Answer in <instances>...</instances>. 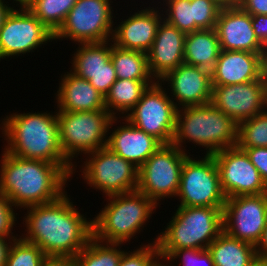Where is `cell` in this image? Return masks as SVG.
Instances as JSON below:
<instances>
[{"label":"cell","instance_id":"cell-1","mask_svg":"<svg viewBox=\"0 0 267 266\" xmlns=\"http://www.w3.org/2000/svg\"><path fill=\"white\" fill-rule=\"evenodd\" d=\"M27 210V233L20 238L37 245L47 257L74 259L93 238V220L80 214L66 193Z\"/></svg>","mask_w":267,"mask_h":266},{"label":"cell","instance_id":"cell-2","mask_svg":"<svg viewBox=\"0 0 267 266\" xmlns=\"http://www.w3.org/2000/svg\"><path fill=\"white\" fill-rule=\"evenodd\" d=\"M1 161L0 192L13 207L48 204L65 194L70 176L58 164L17 157L5 150Z\"/></svg>","mask_w":267,"mask_h":266},{"label":"cell","instance_id":"cell-3","mask_svg":"<svg viewBox=\"0 0 267 266\" xmlns=\"http://www.w3.org/2000/svg\"><path fill=\"white\" fill-rule=\"evenodd\" d=\"M3 120L1 130L8 143L5 151L25 159L58 164L71 177L74 165L63 155L56 113H14Z\"/></svg>","mask_w":267,"mask_h":266},{"label":"cell","instance_id":"cell-4","mask_svg":"<svg viewBox=\"0 0 267 266\" xmlns=\"http://www.w3.org/2000/svg\"><path fill=\"white\" fill-rule=\"evenodd\" d=\"M168 224L155 240L162 261L178 249H207L223 232V207L179 206Z\"/></svg>","mask_w":267,"mask_h":266},{"label":"cell","instance_id":"cell-5","mask_svg":"<svg viewBox=\"0 0 267 266\" xmlns=\"http://www.w3.org/2000/svg\"><path fill=\"white\" fill-rule=\"evenodd\" d=\"M236 124L212 103L178 108L172 144L183 149L184 141L206 147L212 155L223 149L237 146Z\"/></svg>","mask_w":267,"mask_h":266},{"label":"cell","instance_id":"cell-6","mask_svg":"<svg viewBox=\"0 0 267 266\" xmlns=\"http://www.w3.org/2000/svg\"><path fill=\"white\" fill-rule=\"evenodd\" d=\"M107 199L110 203L93 220V237L103 243L122 244L133 238L158 205L138 190Z\"/></svg>","mask_w":267,"mask_h":266},{"label":"cell","instance_id":"cell-7","mask_svg":"<svg viewBox=\"0 0 267 266\" xmlns=\"http://www.w3.org/2000/svg\"><path fill=\"white\" fill-rule=\"evenodd\" d=\"M60 146L70 162L79 153L88 154L106 147L107 132L117 121L107 109L97 111H57Z\"/></svg>","mask_w":267,"mask_h":266},{"label":"cell","instance_id":"cell-8","mask_svg":"<svg viewBox=\"0 0 267 266\" xmlns=\"http://www.w3.org/2000/svg\"><path fill=\"white\" fill-rule=\"evenodd\" d=\"M173 144H162L138 169L137 190L159 205L160 199L176 197L187 153Z\"/></svg>","mask_w":267,"mask_h":266},{"label":"cell","instance_id":"cell-9","mask_svg":"<svg viewBox=\"0 0 267 266\" xmlns=\"http://www.w3.org/2000/svg\"><path fill=\"white\" fill-rule=\"evenodd\" d=\"M179 206L223 207L226 197L220 185L219 170L213 155L201 160L188 155L183 163L180 186L176 195Z\"/></svg>","mask_w":267,"mask_h":266},{"label":"cell","instance_id":"cell-10","mask_svg":"<svg viewBox=\"0 0 267 266\" xmlns=\"http://www.w3.org/2000/svg\"><path fill=\"white\" fill-rule=\"evenodd\" d=\"M109 0H77L54 40L69 38L80 44L101 43L113 36V15Z\"/></svg>","mask_w":267,"mask_h":266},{"label":"cell","instance_id":"cell-11","mask_svg":"<svg viewBox=\"0 0 267 266\" xmlns=\"http://www.w3.org/2000/svg\"><path fill=\"white\" fill-rule=\"evenodd\" d=\"M169 96L162 88V82L156 81L143 93L132 112L125 114L124 120L154 136L162 144H172L179 107Z\"/></svg>","mask_w":267,"mask_h":266},{"label":"cell","instance_id":"cell-12","mask_svg":"<svg viewBox=\"0 0 267 266\" xmlns=\"http://www.w3.org/2000/svg\"><path fill=\"white\" fill-rule=\"evenodd\" d=\"M84 162V180L107 197L137 190L138 168L108 147L88 153ZM91 157V158H90Z\"/></svg>","mask_w":267,"mask_h":266},{"label":"cell","instance_id":"cell-13","mask_svg":"<svg viewBox=\"0 0 267 266\" xmlns=\"http://www.w3.org/2000/svg\"><path fill=\"white\" fill-rule=\"evenodd\" d=\"M54 40L50 31L25 5L12 9L0 29V60L31 52Z\"/></svg>","mask_w":267,"mask_h":266},{"label":"cell","instance_id":"cell-14","mask_svg":"<svg viewBox=\"0 0 267 266\" xmlns=\"http://www.w3.org/2000/svg\"><path fill=\"white\" fill-rule=\"evenodd\" d=\"M267 220V193L226 198L223 231L254 246L259 242Z\"/></svg>","mask_w":267,"mask_h":266},{"label":"cell","instance_id":"cell-15","mask_svg":"<svg viewBox=\"0 0 267 266\" xmlns=\"http://www.w3.org/2000/svg\"><path fill=\"white\" fill-rule=\"evenodd\" d=\"M212 155L219 170L220 185L226 198L267 193V187L260 173L251 163L245 150L234 146Z\"/></svg>","mask_w":267,"mask_h":266},{"label":"cell","instance_id":"cell-16","mask_svg":"<svg viewBox=\"0 0 267 266\" xmlns=\"http://www.w3.org/2000/svg\"><path fill=\"white\" fill-rule=\"evenodd\" d=\"M211 103L239 124L267 109V82L258 79L234 85L212 86Z\"/></svg>","mask_w":267,"mask_h":266},{"label":"cell","instance_id":"cell-17","mask_svg":"<svg viewBox=\"0 0 267 266\" xmlns=\"http://www.w3.org/2000/svg\"><path fill=\"white\" fill-rule=\"evenodd\" d=\"M215 30L221 50L261 54L263 45L255 36L251 14L244 11L237 3L230 2L223 6Z\"/></svg>","mask_w":267,"mask_h":266},{"label":"cell","instance_id":"cell-18","mask_svg":"<svg viewBox=\"0 0 267 266\" xmlns=\"http://www.w3.org/2000/svg\"><path fill=\"white\" fill-rule=\"evenodd\" d=\"M159 81H168L173 97L182 107L211 103V71L208 69L183 63Z\"/></svg>","mask_w":267,"mask_h":266},{"label":"cell","instance_id":"cell-19","mask_svg":"<svg viewBox=\"0 0 267 266\" xmlns=\"http://www.w3.org/2000/svg\"><path fill=\"white\" fill-rule=\"evenodd\" d=\"M185 37L184 32L166 20L160 22L152 47L147 53L148 67L155 81L184 63Z\"/></svg>","mask_w":267,"mask_h":266},{"label":"cell","instance_id":"cell-20","mask_svg":"<svg viewBox=\"0 0 267 266\" xmlns=\"http://www.w3.org/2000/svg\"><path fill=\"white\" fill-rule=\"evenodd\" d=\"M155 8L142 9L122 21L113 31L111 42L119 48L148 53L156 37L161 21V12ZM159 12V13H158Z\"/></svg>","mask_w":267,"mask_h":266},{"label":"cell","instance_id":"cell-21","mask_svg":"<svg viewBox=\"0 0 267 266\" xmlns=\"http://www.w3.org/2000/svg\"><path fill=\"white\" fill-rule=\"evenodd\" d=\"M263 79L261 54L221 50L211 70L212 86L234 85Z\"/></svg>","mask_w":267,"mask_h":266},{"label":"cell","instance_id":"cell-22","mask_svg":"<svg viewBox=\"0 0 267 266\" xmlns=\"http://www.w3.org/2000/svg\"><path fill=\"white\" fill-rule=\"evenodd\" d=\"M117 127L107 137V145L112 152L131 162L138 169L162 145L154 136L132 125Z\"/></svg>","mask_w":267,"mask_h":266},{"label":"cell","instance_id":"cell-23","mask_svg":"<svg viewBox=\"0 0 267 266\" xmlns=\"http://www.w3.org/2000/svg\"><path fill=\"white\" fill-rule=\"evenodd\" d=\"M57 91L58 111L81 112L106 109L104 96L88 80L67 72Z\"/></svg>","mask_w":267,"mask_h":266},{"label":"cell","instance_id":"cell-24","mask_svg":"<svg viewBox=\"0 0 267 266\" xmlns=\"http://www.w3.org/2000/svg\"><path fill=\"white\" fill-rule=\"evenodd\" d=\"M221 47L217 32L201 29L186 34L184 41V63L212 70L219 58Z\"/></svg>","mask_w":267,"mask_h":266},{"label":"cell","instance_id":"cell-25","mask_svg":"<svg viewBox=\"0 0 267 266\" xmlns=\"http://www.w3.org/2000/svg\"><path fill=\"white\" fill-rule=\"evenodd\" d=\"M207 249L214 266H248L257 255L254 245L233 238L224 231Z\"/></svg>","mask_w":267,"mask_h":266},{"label":"cell","instance_id":"cell-26","mask_svg":"<svg viewBox=\"0 0 267 266\" xmlns=\"http://www.w3.org/2000/svg\"><path fill=\"white\" fill-rule=\"evenodd\" d=\"M155 82L153 80L117 79L104 97L105 108L114 118L118 111L128 114V111L131 112L148 87Z\"/></svg>","mask_w":267,"mask_h":266},{"label":"cell","instance_id":"cell-27","mask_svg":"<svg viewBox=\"0 0 267 266\" xmlns=\"http://www.w3.org/2000/svg\"><path fill=\"white\" fill-rule=\"evenodd\" d=\"M108 42L80 44L73 56L71 72L89 81L92 75L103 70L111 60L112 43L109 47Z\"/></svg>","mask_w":267,"mask_h":266},{"label":"cell","instance_id":"cell-28","mask_svg":"<svg viewBox=\"0 0 267 266\" xmlns=\"http://www.w3.org/2000/svg\"><path fill=\"white\" fill-rule=\"evenodd\" d=\"M111 61L117 79L155 80L148 67V56L144 52L122 49L113 43Z\"/></svg>","mask_w":267,"mask_h":266},{"label":"cell","instance_id":"cell-29","mask_svg":"<svg viewBox=\"0 0 267 266\" xmlns=\"http://www.w3.org/2000/svg\"><path fill=\"white\" fill-rule=\"evenodd\" d=\"M106 244L93 237L74 258L75 266H118L124 253L117 249L121 244Z\"/></svg>","mask_w":267,"mask_h":266},{"label":"cell","instance_id":"cell-30","mask_svg":"<svg viewBox=\"0 0 267 266\" xmlns=\"http://www.w3.org/2000/svg\"><path fill=\"white\" fill-rule=\"evenodd\" d=\"M76 2L77 0H26L25 6L55 33Z\"/></svg>","mask_w":267,"mask_h":266},{"label":"cell","instance_id":"cell-31","mask_svg":"<svg viewBox=\"0 0 267 266\" xmlns=\"http://www.w3.org/2000/svg\"><path fill=\"white\" fill-rule=\"evenodd\" d=\"M239 148L267 147V111L238 124Z\"/></svg>","mask_w":267,"mask_h":266},{"label":"cell","instance_id":"cell-32","mask_svg":"<svg viewBox=\"0 0 267 266\" xmlns=\"http://www.w3.org/2000/svg\"><path fill=\"white\" fill-rule=\"evenodd\" d=\"M47 256L35 244L21 238L11 242L5 266H42Z\"/></svg>","mask_w":267,"mask_h":266},{"label":"cell","instance_id":"cell-33","mask_svg":"<svg viewBox=\"0 0 267 266\" xmlns=\"http://www.w3.org/2000/svg\"><path fill=\"white\" fill-rule=\"evenodd\" d=\"M168 8L167 17H163L169 24L177 27L185 34L201 30L193 19V4L190 0H164Z\"/></svg>","mask_w":267,"mask_h":266},{"label":"cell","instance_id":"cell-34","mask_svg":"<svg viewBox=\"0 0 267 266\" xmlns=\"http://www.w3.org/2000/svg\"><path fill=\"white\" fill-rule=\"evenodd\" d=\"M193 4V19L200 29H213L216 26L223 4L218 0H190Z\"/></svg>","mask_w":267,"mask_h":266},{"label":"cell","instance_id":"cell-35","mask_svg":"<svg viewBox=\"0 0 267 266\" xmlns=\"http://www.w3.org/2000/svg\"><path fill=\"white\" fill-rule=\"evenodd\" d=\"M158 260H160L158 246L156 241H153L133 252H124L118 266H154Z\"/></svg>","mask_w":267,"mask_h":266},{"label":"cell","instance_id":"cell-36","mask_svg":"<svg viewBox=\"0 0 267 266\" xmlns=\"http://www.w3.org/2000/svg\"><path fill=\"white\" fill-rule=\"evenodd\" d=\"M179 257H182L180 263L183 264V266H198L199 263H205L206 266H214L211 253L208 249H178L175 250L166 260L171 262L170 260H176Z\"/></svg>","mask_w":267,"mask_h":266},{"label":"cell","instance_id":"cell-37","mask_svg":"<svg viewBox=\"0 0 267 266\" xmlns=\"http://www.w3.org/2000/svg\"><path fill=\"white\" fill-rule=\"evenodd\" d=\"M12 206L13 204L10 202L9 198L0 192V237L7 238L8 241L11 239L13 242L17 238L11 236L13 234L11 230L17 219Z\"/></svg>","mask_w":267,"mask_h":266},{"label":"cell","instance_id":"cell-38","mask_svg":"<svg viewBox=\"0 0 267 266\" xmlns=\"http://www.w3.org/2000/svg\"><path fill=\"white\" fill-rule=\"evenodd\" d=\"M117 80L114 65L110 60L105 64V68L99 73L92 75L90 84L98 90L104 97L109 92L110 87Z\"/></svg>","mask_w":267,"mask_h":266},{"label":"cell","instance_id":"cell-39","mask_svg":"<svg viewBox=\"0 0 267 266\" xmlns=\"http://www.w3.org/2000/svg\"><path fill=\"white\" fill-rule=\"evenodd\" d=\"M245 150L267 187V147L240 148Z\"/></svg>","mask_w":267,"mask_h":266},{"label":"cell","instance_id":"cell-40","mask_svg":"<svg viewBox=\"0 0 267 266\" xmlns=\"http://www.w3.org/2000/svg\"><path fill=\"white\" fill-rule=\"evenodd\" d=\"M234 2L251 15H267V0H235Z\"/></svg>","mask_w":267,"mask_h":266},{"label":"cell","instance_id":"cell-41","mask_svg":"<svg viewBox=\"0 0 267 266\" xmlns=\"http://www.w3.org/2000/svg\"><path fill=\"white\" fill-rule=\"evenodd\" d=\"M251 23L260 43L267 44V15H251Z\"/></svg>","mask_w":267,"mask_h":266},{"label":"cell","instance_id":"cell-42","mask_svg":"<svg viewBox=\"0 0 267 266\" xmlns=\"http://www.w3.org/2000/svg\"><path fill=\"white\" fill-rule=\"evenodd\" d=\"M42 266H75L72 258L47 257Z\"/></svg>","mask_w":267,"mask_h":266},{"label":"cell","instance_id":"cell-43","mask_svg":"<svg viewBox=\"0 0 267 266\" xmlns=\"http://www.w3.org/2000/svg\"><path fill=\"white\" fill-rule=\"evenodd\" d=\"M255 248L257 255L267 258V220L261 238Z\"/></svg>","mask_w":267,"mask_h":266},{"label":"cell","instance_id":"cell-44","mask_svg":"<svg viewBox=\"0 0 267 266\" xmlns=\"http://www.w3.org/2000/svg\"><path fill=\"white\" fill-rule=\"evenodd\" d=\"M9 244H11V241L7 243L6 238L0 237V266H5L6 264L8 253L10 250Z\"/></svg>","mask_w":267,"mask_h":266},{"label":"cell","instance_id":"cell-45","mask_svg":"<svg viewBox=\"0 0 267 266\" xmlns=\"http://www.w3.org/2000/svg\"><path fill=\"white\" fill-rule=\"evenodd\" d=\"M261 75L267 82V44L263 45L261 51Z\"/></svg>","mask_w":267,"mask_h":266},{"label":"cell","instance_id":"cell-46","mask_svg":"<svg viewBox=\"0 0 267 266\" xmlns=\"http://www.w3.org/2000/svg\"><path fill=\"white\" fill-rule=\"evenodd\" d=\"M5 0H0V29L3 25V22L8 15V13L13 9V7L6 5Z\"/></svg>","mask_w":267,"mask_h":266},{"label":"cell","instance_id":"cell-47","mask_svg":"<svg viewBox=\"0 0 267 266\" xmlns=\"http://www.w3.org/2000/svg\"><path fill=\"white\" fill-rule=\"evenodd\" d=\"M248 266H267V258L256 255Z\"/></svg>","mask_w":267,"mask_h":266},{"label":"cell","instance_id":"cell-48","mask_svg":"<svg viewBox=\"0 0 267 266\" xmlns=\"http://www.w3.org/2000/svg\"><path fill=\"white\" fill-rule=\"evenodd\" d=\"M159 261L160 260H158L154 266H169L168 264H165V263L162 264V262H159Z\"/></svg>","mask_w":267,"mask_h":266},{"label":"cell","instance_id":"cell-49","mask_svg":"<svg viewBox=\"0 0 267 266\" xmlns=\"http://www.w3.org/2000/svg\"><path fill=\"white\" fill-rule=\"evenodd\" d=\"M16 3L18 2L20 5H25L26 0H14Z\"/></svg>","mask_w":267,"mask_h":266},{"label":"cell","instance_id":"cell-50","mask_svg":"<svg viewBox=\"0 0 267 266\" xmlns=\"http://www.w3.org/2000/svg\"><path fill=\"white\" fill-rule=\"evenodd\" d=\"M218 1H220L223 5H227L231 2L230 0H218Z\"/></svg>","mask_w":267,"mask_h":266}]
</instances>
